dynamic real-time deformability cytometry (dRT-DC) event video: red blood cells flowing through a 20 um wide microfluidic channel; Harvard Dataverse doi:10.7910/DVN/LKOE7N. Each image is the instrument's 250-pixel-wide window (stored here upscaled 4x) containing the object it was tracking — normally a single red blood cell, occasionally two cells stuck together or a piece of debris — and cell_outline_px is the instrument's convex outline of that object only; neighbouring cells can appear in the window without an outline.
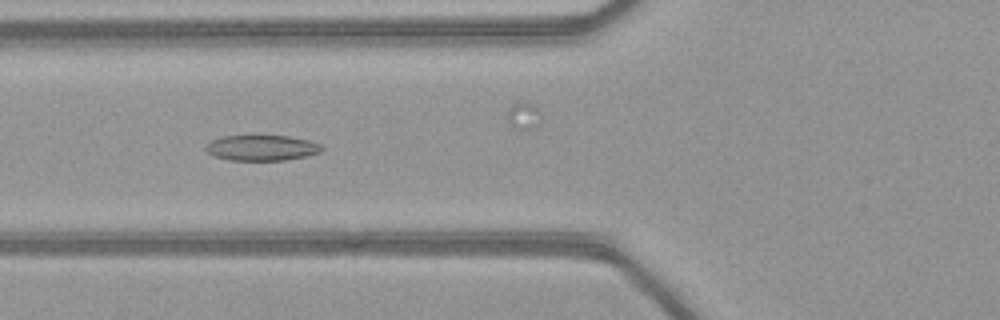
{"species": "common noctule bat (a hibernating species)", "species_latin": "Nyctalus noctula", "temperature_condition": "warm", "stored_images_in_passage": 48, "camera_frame_rate_fps": 3000, "um_per_image_px": 0.085, "animal": {"sex": "female", "body_mass_g": 21.9}, "frame": {"image": 1, "passage_image": 18, "time_ms": 5.667, "image_size_px": [1000, 320], "cell_outline_px": [[324, 148], [320, 152], [304, 156], [284, 160], [228, 160], [212, 156], [204, 148], [212, 140], [224, 136], [288, 136], [308, 140], [320, 144]], "centroid_in_image_um": [22.23, 12.57], "position_along_channel_um": 103.6, "area_um2": 17.11}}
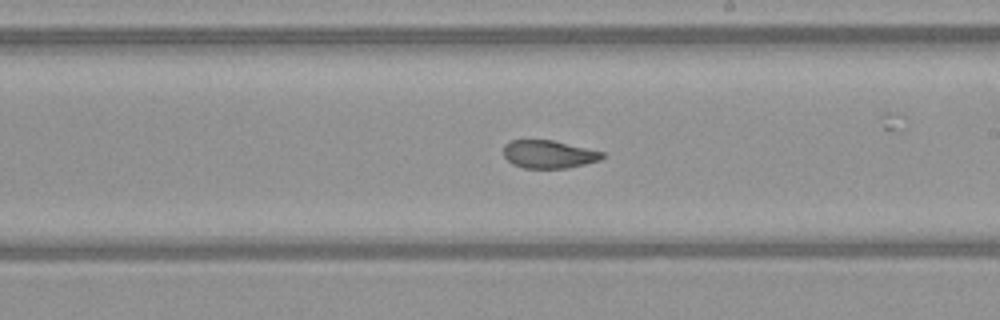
{"frame": {"image": 2, "passage_image": 28, "time_ms": 9.0, "image_size_px": [1000, 320], "cell_outline_px": [[608, 156], [600, 160], [568, 168], [524, 168], [512, 164], [504, 156], [504, 144], [512, 140], [552, 140], [604, 152]], "centroid_in_image_um": [46.66, 13.11], "position_along_channel_um": 242.3, "area_um2": 16.13}}
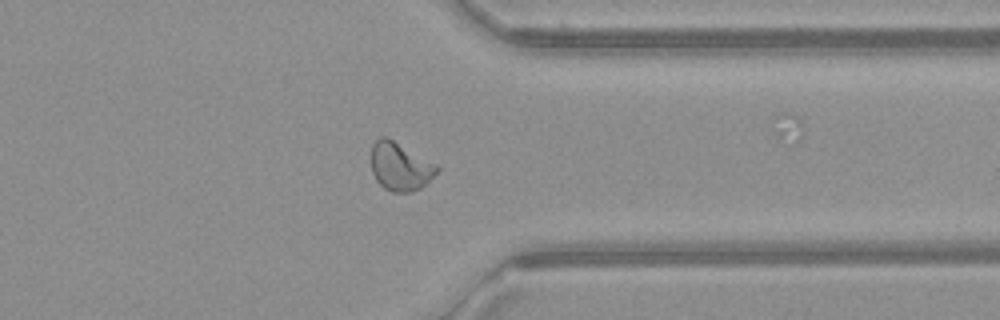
{"frame": {"image": 3, "passage_image": 38, "time_ms": 12.333, "image_size_px": [1000, 320], "cell_outline_px": [[440, 172], [420, 188], [408, 192], [392, 192], [384, 188], [376, 180], [372, 172], [372, 144], [380, 136], [388, 136], [436, 164], [440, 168]], "centroid_in_image_um": [34.02, 14.14], "position_along_channel_um": 377.4, "area_um2": 18.61}, "authors_computed_cell_mechanics": {"area_um2": 18.2937, "velocity_mm_per_s": 4.1426, "shape_relaxation_time_tau1_ms": null, "shape_relaxation_time_tau2_ms": 1.7793, "deformation_change_tau1": null, "deformation_change_tau2": 0.0768}}